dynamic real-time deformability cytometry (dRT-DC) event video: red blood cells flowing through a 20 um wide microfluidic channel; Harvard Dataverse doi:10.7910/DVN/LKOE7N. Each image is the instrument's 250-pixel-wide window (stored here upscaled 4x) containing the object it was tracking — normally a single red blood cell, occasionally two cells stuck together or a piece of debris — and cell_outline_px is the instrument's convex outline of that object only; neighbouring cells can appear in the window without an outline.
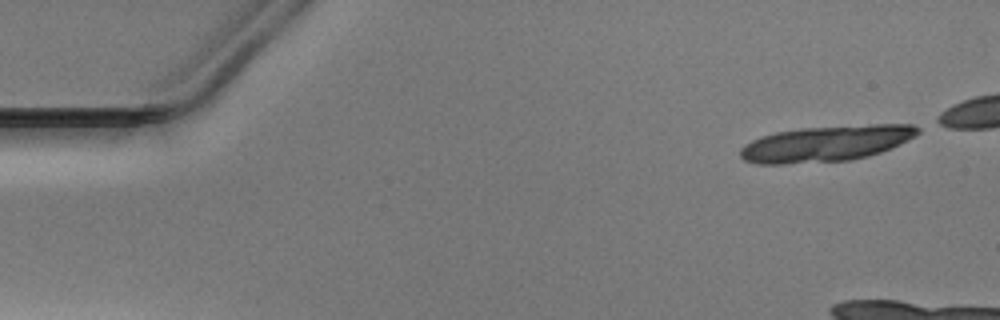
{"species": "Egyptian fruit bat (a non-hibernating species)", "species_latin": "Rousettus aegyptiacus", "temperature_condition": "warm", "stored_images_in_passage": 14, "camera_frame_rate_fps": 3000, "um_per_image_px": 0.085, "animal": {"sex": "male"}, "frame": {"image": 1, "passage_image": 1, "time_ms": 0.0, "image_size_px": [1000, 320], "cell_outline_px": [[920, 132], [916, 136], [892, 148], [868, 156], [852, 160], [780, 164], [756, 164], [744, 160], [740, 156], [740, 148], [744, 144], [760, 136], [776, 132], [800, 128], [872, 124], [912, 124], [920, 128]], "centroid_in_image_um": [70.22, 12.2], "position_along_channel_um": 14.8, "area_um2": 37.34}}